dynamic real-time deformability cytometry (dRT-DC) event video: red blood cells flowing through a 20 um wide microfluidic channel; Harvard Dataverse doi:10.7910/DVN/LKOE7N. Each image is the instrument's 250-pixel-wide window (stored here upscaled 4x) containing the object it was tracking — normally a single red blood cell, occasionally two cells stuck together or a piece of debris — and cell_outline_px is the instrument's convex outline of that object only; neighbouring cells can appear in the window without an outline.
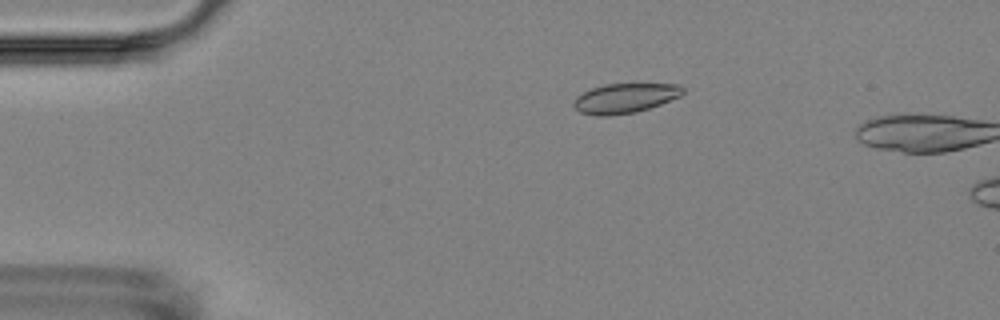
{"species": "Egyptian fruit bat (a non-hibernating species)", "species_latin": "Rousettus aegyptiacus", "temperature_condition": "room temperature", "stored_images_in_passage": 5, "camera_frame_rate_fps": 3000, "um_per_image_px": 0.085, "animal": {"sex": "female"}, "frame": {"image": 1, "passage_image": 4, "time_ms": 3.333, "image_size_px": [1000, 320], "cell_outline_px": [[684, 92], [680, 96], [660, 104], [636, 112], [608, 116], [596, 116], [580, 112], [572, 104], [576, 96], [592, 88], [604, 84], [680, 84], [684, 88]], "centroid_in_image_um": [53.11, 8.34], "position_along_channel_um": 31.9, "area_um2": 18.84}}